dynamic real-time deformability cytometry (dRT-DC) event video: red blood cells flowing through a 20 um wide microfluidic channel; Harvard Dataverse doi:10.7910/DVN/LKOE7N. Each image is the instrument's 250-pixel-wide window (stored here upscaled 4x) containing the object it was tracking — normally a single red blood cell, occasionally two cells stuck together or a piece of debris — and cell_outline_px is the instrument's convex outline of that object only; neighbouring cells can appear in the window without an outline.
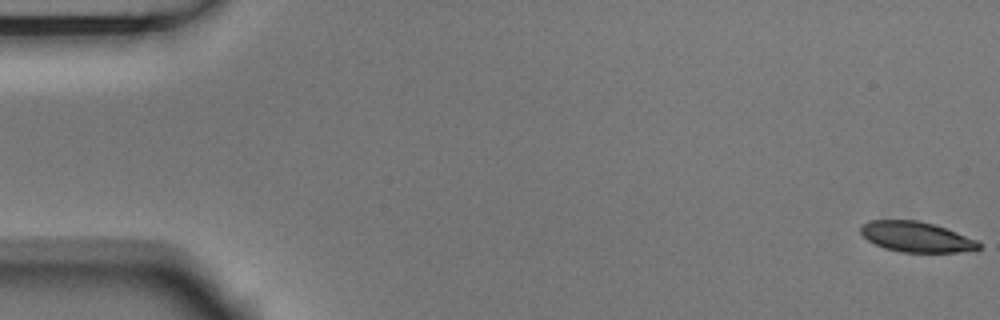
{"species": "Egyptian fruit bat (a non-hibernating species)", "species_latin": "Rousettus aegyptiacus", "temperature_condition": "room temperature", "stored_images_in_passage": 55, "camera_frame_rate_fps": 3000, "um_per_image_px": 0.085, "animal": {"sex": "male"}, "frame": {"image": 1, "passage_image": 1, "time_ms": 0.0, "image_size_px": [1000, 320], "cell_outline_px": [[980, 248], [956, 252], [900, 252], [884, 248], [868, 240], [860, 232], [860, 224], [868, 220], [916, 220], [932, 224], [956, 232], [976, 240], [980, 244]], "centroid_in_image_um": [77.82, 20.13], "position_along_channel_um": 7.2, "area_um2": 20.63}}
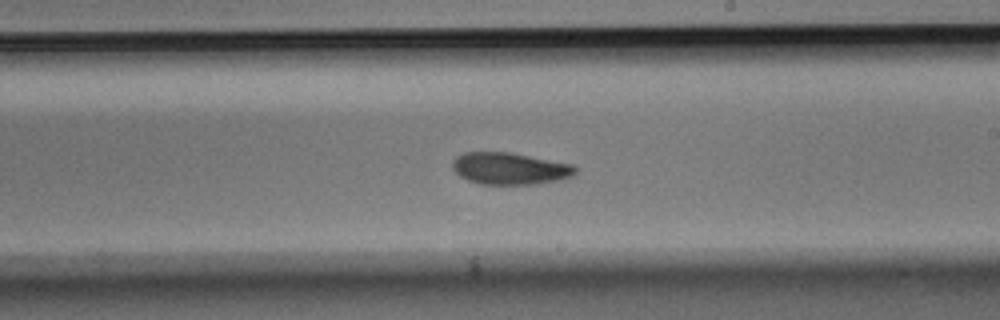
{"frame": {"image": 2, "passage_image": 32, "time_ms": 10.333, "image_size_px": [1000, 320], "cell_outline_px": [[576, 172], [572, 176], [560, 180], [536, 184], [480, 184], [468, 180], [460, 176], [452, 168], [452, 160], [456, 156], [464, 152], [512, 152], [572, 164], [576, 168]], "centroid_in_image_um": [43.32, 14.32], "position_along_channel_um": 245.7, "area_um2": 23.0}}
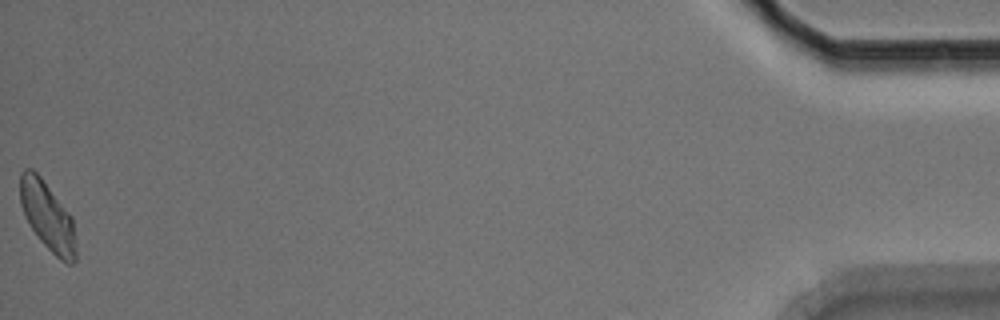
{"frame": {"image": 3, "passage_image": 55, "time_ms": 18.0, "image_size_px": [1000, 320], "cell_outline_px": [[76, 260], [72, 264], [68, 264], [60, 260], [40, 240], [24, 216], [20, 204], [20, 172], [24, 168], [32, 168], [40, 176], [72, 216], [76, 248]], "centroid_in_image_um": [4.03, 18.37], "position_along_channel_um": 431.2, "area_um2": 22.31}, "authors_computed_cell_mechanics": {"area_um2": 22.8888, "velocity_mm_per_s": 3.6994, "shape_relaxation_time_tau1_ms": 4.324, "shape_relaxation_time_tau2_ms": null, "deformation_change_tau1": 0.1407, "deformation_change_tau2": null}}